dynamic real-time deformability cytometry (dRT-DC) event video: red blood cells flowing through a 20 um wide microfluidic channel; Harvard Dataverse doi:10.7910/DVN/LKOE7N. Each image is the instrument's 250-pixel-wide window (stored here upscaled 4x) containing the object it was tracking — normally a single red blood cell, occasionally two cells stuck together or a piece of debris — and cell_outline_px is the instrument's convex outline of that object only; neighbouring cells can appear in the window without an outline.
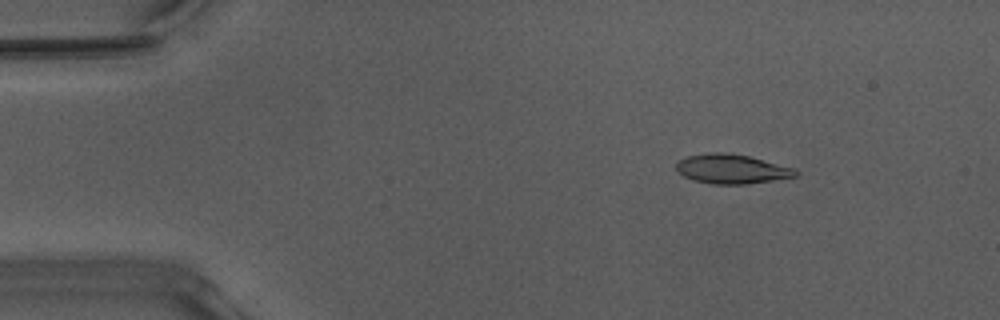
{"species": "Egyptian fruit bat (a non-hibernating species)", "species_latin": "Rousettus aegyptiacus", "temperature_condition": "warm", "stored_images_in_passage": 53, "camera_frame_rate_fps": 3000, "um_per_image_px": 0.085, "animal": {"sex": "male"}, "frame": {"image": 1, "passage_image": 8, "time_ms": 2.333, "image_size_px": [1000, 320], "cell_outline_px": [[796, 172], [792, 176], [736, 184], [724, 184], [700, 180], [688, 176], [680, 172], [676, 168], [684, 160], [692, 156], [744, 156], [760, 160]], "centroid_in_image_um": [62.15, 14.41], "position_along_channel_um": 22.9, "area_um2": 17.11}}
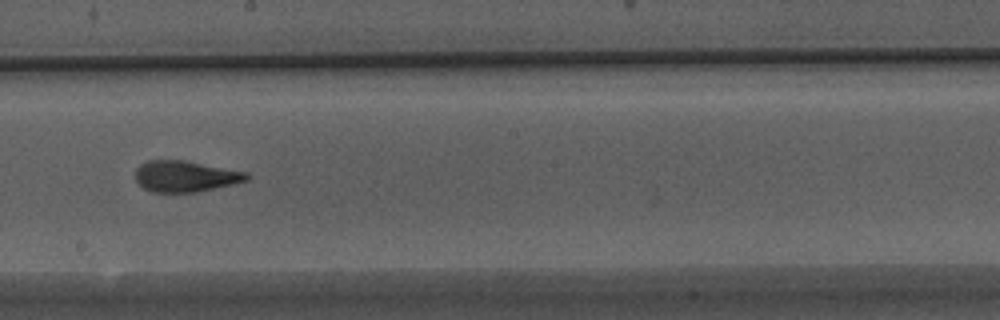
{"frame": {"image": 2, "passage_image": 30, "time_ms": 9.667, "image_size_px": [1000, 320], "cell_outline_px": [[248, 176], [244, 180], [184, 192], [164, 192], [148, 188], [136, 176], [136, 172], [144, 164], [192, 164], [240, 172]], "centroid_in_image_um": [15.73, 15.05], "position_along_channel_um": 232.5, "area_um2": 16.36}}
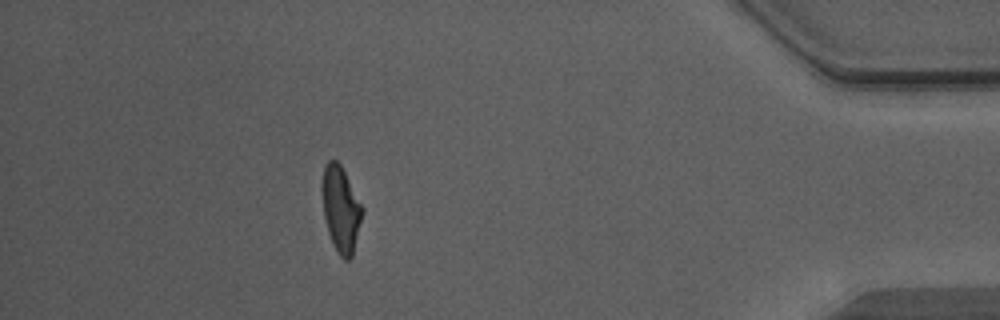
{"frame": {"image": 3, "passage_image": 47, "time_ms": 15.333, "image_size_px": [1000, 320], "cell_outline_px": [[360, 220], [352, 256], [348, 260], [336, 248], [332, 240], [328, 228], [324, 212], [324, 168], [332, 160], [336, 160], [340, 164], [360, 204]], "centroid_in_image_um": [28.97, 17.76], "position_along_channel_um": 406.2, "area_um2": 18.03}, "authors_computed_cell_mechanics": {"area_um2": 17.6868, "velocity_mm_per_s": 3.9893, "shape_relaxation_time_tau1_ms": null, "shape_relaxation_time_tau2_ms": 1.9482, "deformation_change_tau1": null, "deformation_change_tau2": 0.1117}}